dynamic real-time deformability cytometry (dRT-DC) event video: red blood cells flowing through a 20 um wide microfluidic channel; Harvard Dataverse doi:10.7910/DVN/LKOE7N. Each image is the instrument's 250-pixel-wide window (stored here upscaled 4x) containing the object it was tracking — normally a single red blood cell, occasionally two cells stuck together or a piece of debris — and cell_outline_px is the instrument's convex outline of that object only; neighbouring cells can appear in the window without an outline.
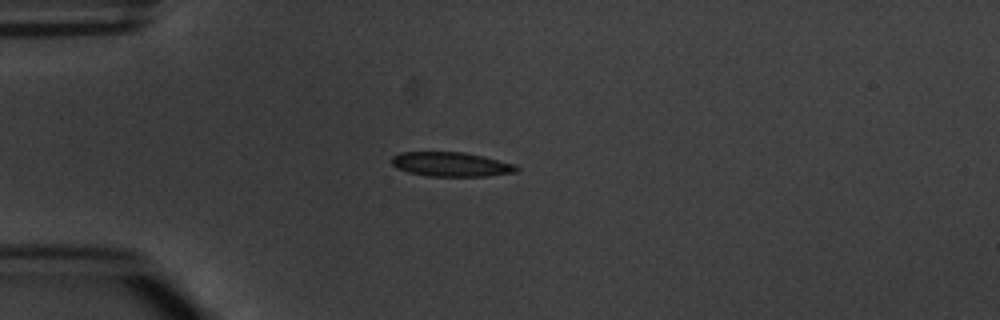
{"species": "common noctule bat (a hibernating species)", "species_latin": "Nyctalus noctula", "temperature_condition": "warm", "stored_images_in_passage": 6, "camera_frame_rate_fps": 3000, "um_per_image_px": 0.085, "animal": {"sex": "male", "body_mass_g": 20.1, "forearm_length_mm": 53.5}, "frame": {"image": 1, "passage_image": 3, "time_ms": 3.333, "image_size_px": [1000, 320], "cell_outline_px": [[520, 168], [516, 172], [488, 176], [428, 176], [408, 172], [396, 168], [392, 164], [392, 156], [400, 152], [464, 152], [484, 156], [512, 164]], "centroid_in_image_um": [38.32, 13.96], "position_along_channel_um": 46.7, "area_um2": 17.69}}